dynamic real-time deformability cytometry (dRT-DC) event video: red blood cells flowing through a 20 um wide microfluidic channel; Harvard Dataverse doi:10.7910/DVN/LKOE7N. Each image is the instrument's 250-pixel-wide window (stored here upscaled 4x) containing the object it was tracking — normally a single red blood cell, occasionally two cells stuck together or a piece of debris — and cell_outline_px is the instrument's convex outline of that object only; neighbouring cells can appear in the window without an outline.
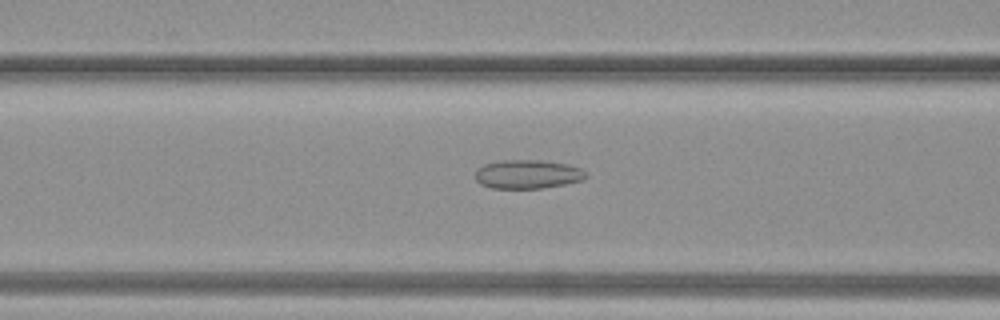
{"species": "common noctule bat (a hibernating species)", "species_latin": "Nyctalus noctula", "temperature_condition": "warm", "stored_images_in_passage": 27, "camera_frame_rate_fps": 3000, "um_per_image_px": 0.085, "animal": {"sex": "female", "body_mass_g": 19.3, "forearm_length_mm": 54.1}, "frame": {"image": 1, "passage_image": 4, "time_ms": 1.0, "image_size_px": [1000, 320], "cell_outline_px": [[588, 176], [584, 180], [564, 184], [540, 188], [492, 188], [480, 184], [472, 176], [476, 168], [484, 164], [504, 160], [540, 160], [568, 164], [580, 168], [588, 172]], "centroid_in_image_um": [44.83, 14.8], "position_along_channel_um": 121.8, "area_um2": 18.84}}
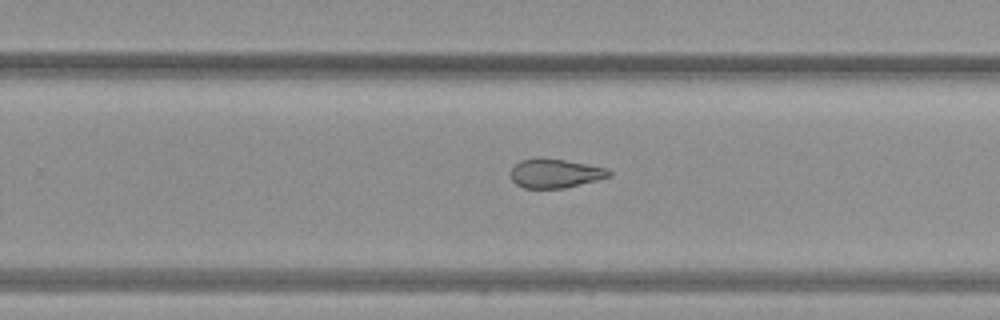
{"frame": {"image": 2, "passage_image": 13, "time_ms": 4.0, "image_size_px": [1000, 320], "cell_outline_px": [[612, 176], [564, 188], [524, 188], [516, 184], [512, 180], [508, 172], [520, 160], [536, 156], [540, 156], [564, 160], [608, 168], [612, 172]], "centroid_in_image_um": [47.15, 14.71], "position_along_channel_um": 282.7, "area_um2": 16.94}}
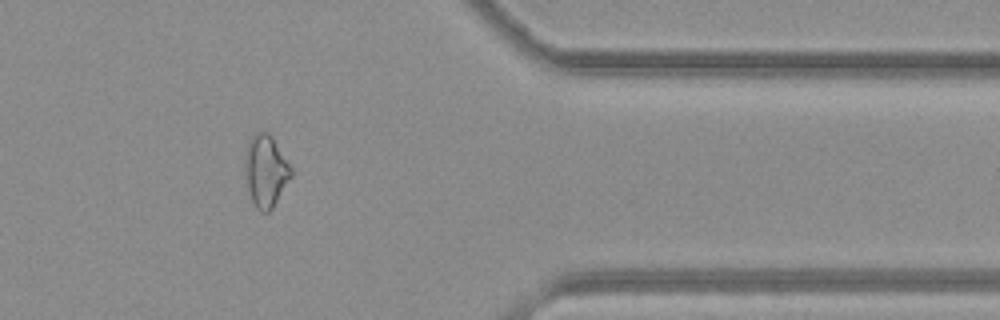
{"frame": {"image": 3, "passage_image": 20, "time_ms": 6.333, "image_size_px": [1000, 320], "cell_outline_px": [[292, 176], [272, 208], [268, 212], [260, 212], [256, 208], [252, 200], [248, 188], [244, 164], [248, 140], [260, 128], [268, 132], [272, 136], [292, 168]], "centroid_in_image_um": [22.59, 14.49], "position_along_channel_um": 388.8, "area_um2": 19.36}}